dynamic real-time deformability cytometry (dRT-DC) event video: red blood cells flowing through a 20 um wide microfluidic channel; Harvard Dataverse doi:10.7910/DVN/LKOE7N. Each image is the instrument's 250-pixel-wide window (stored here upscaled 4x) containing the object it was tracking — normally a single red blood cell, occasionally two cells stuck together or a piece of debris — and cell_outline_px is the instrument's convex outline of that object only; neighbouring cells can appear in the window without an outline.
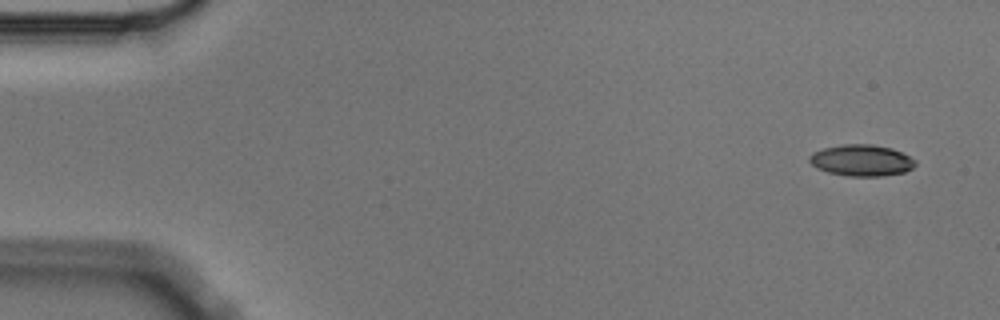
{"species": "Egyptian fruit bat (a non-hibernating species)", "species_latin": "Rousettus aegyptiacus", "temperature_condition": "cold", "stored_images_in_passage": 5, "camera_frame_rate_fps": 3000, "um_per_image_px": 0.085, "animal": {"sex": "male"}, "frame": {"image": 1, "passage_image": 1, "time_ms": 0.0, "image_size_px": [1000, 320], "cell_outline_px": [[916, 164], [912, 168], [904, 172], [880, 176], [848, 176], [828, 172], [816, 168], [808, 160], [808, 156], [812, 152], [824, 148], [844, 144], [872, 144], [892, 148], [916, 160]], "centroid_in_image_um": [73.2, 13.63], "position_along_channel_um": 11.8, "area_um2": 19.36}}
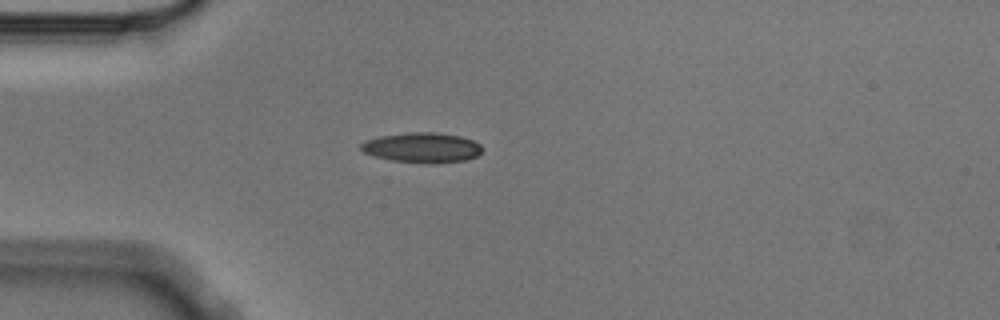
{"frame": {"image": 2, "passage_image": 4, "time_ms": 1.0, "image_size_px": [1000, 320], "cell_outline_px": [[480, 152], [476, 156], [464, 160], [432, 164], [428, 164], [392, 160], [376, 156], [364, 152], [360, 148], [360, 144], [364, 140], [380, 136], [408, 132], [436, 132], [460, 136], [472, 140], [480, 144]], "centroid_in_image_um": [35.85, 12.54], "position_along_channel_um": 49.1, "area_um2": 21.15}}